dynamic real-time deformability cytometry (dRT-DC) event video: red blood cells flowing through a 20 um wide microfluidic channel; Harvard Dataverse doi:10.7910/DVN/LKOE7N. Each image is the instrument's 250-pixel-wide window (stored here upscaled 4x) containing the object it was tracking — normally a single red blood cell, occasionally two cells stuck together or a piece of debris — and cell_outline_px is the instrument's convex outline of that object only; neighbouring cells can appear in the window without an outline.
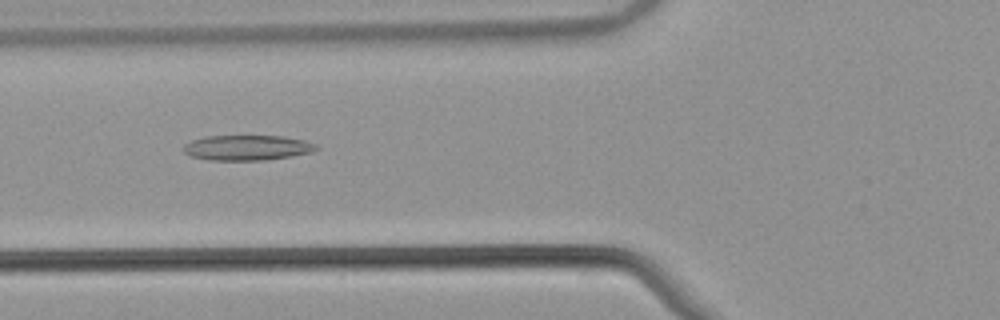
{"species": "common noctule bat (a hibernating species)", "species_latin": "Nyctalus noctula", "temperature_condition": "warm", "stored_images_in_passage": 46, "camera_frame_rate_fps": 3000, "um_per_image_px": 0.085, "animal": {"sex": "male", "body_mass_g": 21.5, "forearm_length_mm": 52.0}, "frame": {"image": 1, "passage_image": 14, "time_ms": 4.333, "image_size_px": [1000, 320], "cell_outline_px": [[320, 148], [312, 152], [292, 156], [268, 160], [208, 160], [192, 156], [184, 152], [184, 144], [192, 140], [204, 136], [284, 136], [304, 140], [316, 144]], "centroid_in_image_um": [21.04, 12.55], "position_along_channel_um": 104.8, "area_um2": 19.59}}
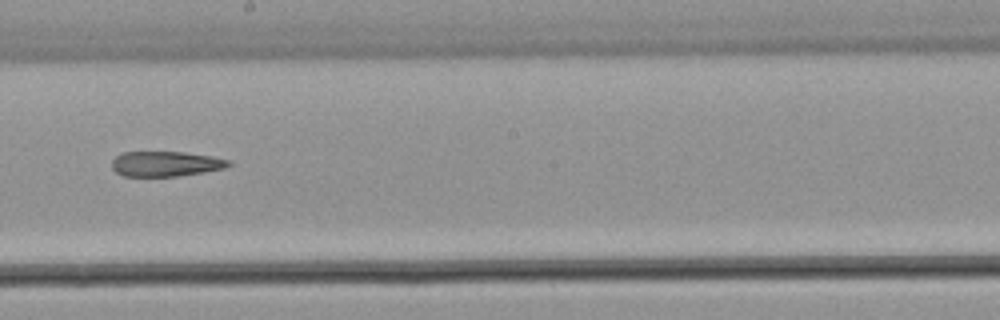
{"frame": {"image": 2, "passage_image": 24, "time_ms": 7.667, "image_size_px": [1000, 320], "cell_outline_px": [[232, 164], [224, 168], [204, 172], [180, 176], [124, 176], [116, 172], [112, 168], [112, 160], [116, 156], [124, 152], [184, 152], [212, 156], [232, 160]], "centroid_in_image_um": [14.11, 13.92], "position_along_channel_um": 234.1, "area_um2": 17.17}}
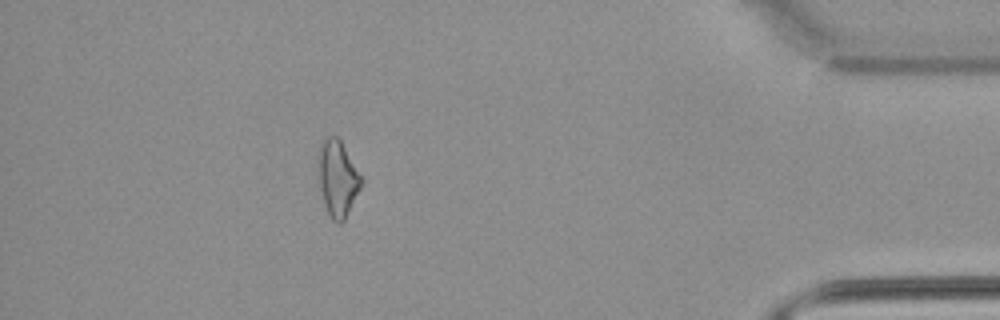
{"frame": {"image": 3, "passage_image": 41, "time_ms": 13.333, "image_size_px": [1000, 320], "cell_outline_px": [[364, 184], [344, 220], [340, 224], [336, 224], [332, 220], [324, 204], [320, 188], [316, 164], [316, 160], [324, 136], [336, 136], [340, 140], [364, 180]], "centroid_in_image_um": [28.69, 15.17], "position_along_channel_um": 406.5, "area_um2": 19.42}}